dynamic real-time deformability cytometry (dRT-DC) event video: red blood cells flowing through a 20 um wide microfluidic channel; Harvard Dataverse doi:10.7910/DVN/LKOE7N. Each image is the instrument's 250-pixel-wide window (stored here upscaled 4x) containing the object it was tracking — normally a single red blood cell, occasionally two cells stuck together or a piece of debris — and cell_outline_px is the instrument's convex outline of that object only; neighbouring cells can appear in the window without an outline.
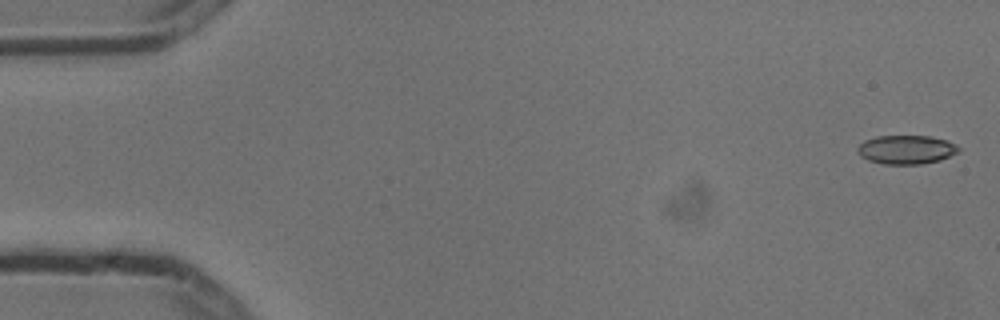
{"species": "common noctule bat (a hibernating species)", "species_latin": "Nyctalus noctula", "temperature_condition": "cold", "stored_images_in_passage": 7, "camera_frame_rate_fps": 3000, "um_per_image_px": 0.085, "animal": {"sex": "male", "body_mass_g": 13.3}, "frame": {"image": 1, "passage_image": 1, "time_ms": 0.0, "image_size_px": [1000, 320], "cell_outline_px": [[960, 152], [940, 160], [920, 164], [884, 164], [868, 160], [860, 156], [856, 148], [864, 140], [876, 136], [928, 136], [944, 140], [956, 144], [960, 148]], "centroid_in_image_um": [77.02, 12.72], "position_along_channel_um": 8.0, "area_um2": 16.99}}
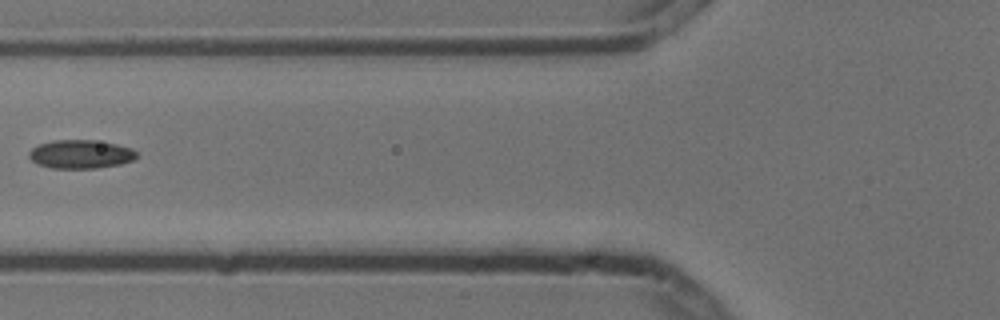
{"frame": {"image": 2, "passage_image": 7, "time_ms": 2.0, "image_size_px": [1000, 320], "cell_outline_px": [[140, 156], [136, 160], [120, 164], [96, 168], [52, 168], [36, 164], [28, 156], [28, 152], [32, 148], [40, 144], [52, 140], [92, 140], [116, 144], [132, 148]], "centroid_in_image_um": [6.88, 13.11], "position_along_channel_um": 118.9, "area_um2": 18.09}}